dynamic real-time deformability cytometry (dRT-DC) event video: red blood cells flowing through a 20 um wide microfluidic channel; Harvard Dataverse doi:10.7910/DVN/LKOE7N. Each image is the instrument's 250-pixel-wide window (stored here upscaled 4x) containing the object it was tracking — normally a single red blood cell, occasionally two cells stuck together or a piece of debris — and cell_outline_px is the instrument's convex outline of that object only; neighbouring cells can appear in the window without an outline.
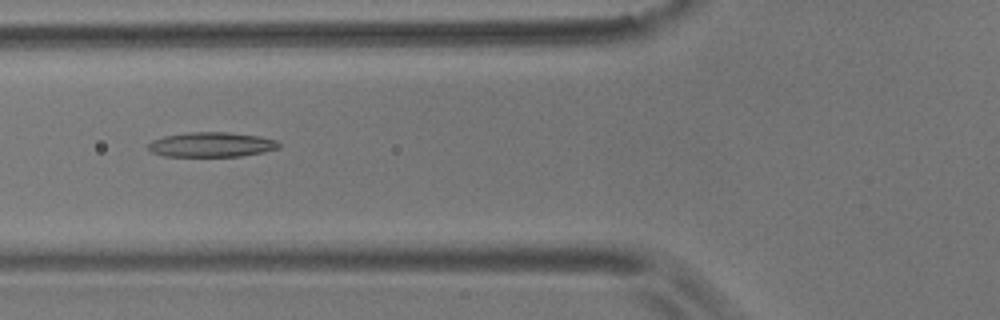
{"species": "common noctule bat (a hibernating species)", "species_latin": "Nyctalus noctula", "temperature_condition": "room temperature", "stored_images_in_passage": 7, "camera_frame_rate_fps": 3000, "um_per_image_px": 0.085, "animal": {"sex": "male", "body_mass_g": 17.9}, "frame": {"image": 1, "passage_image": 4, "time_ms": 1.0, "image_size_px": [1000, 320], "cell_outline_px": [[280, 148], [264, 152], [240, 156], [164, 156], [152, 152], [148, 148], [148, 144], [152, 140], [164, 136], [188, 132], [228, 132], [260, 136], [276, 140], [280, 144]], "centroid_in_image_um": [17.99, 12.29], "position_along_channel_um": 107.8, "area_um2": 18.9}}
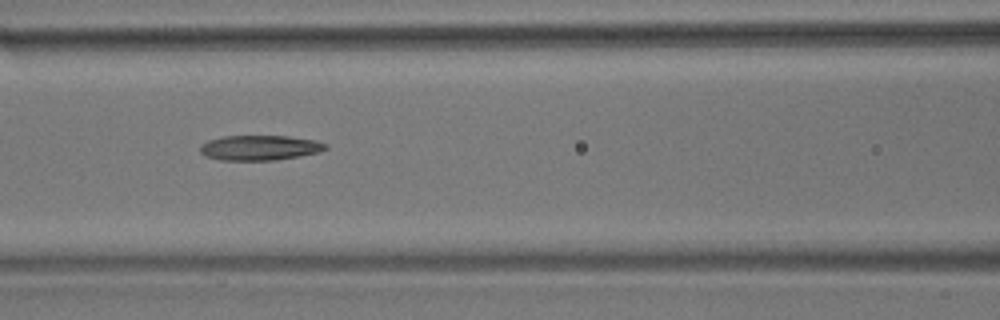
{"frame": {"image": 2, "passage_image": 5, "time_ms": 1.333, "image_size_px": [1000, 320], "cell_outline_px": [[328, 148], [320, 152], [300, 156], [276, 160], [220, 160], [204, 156], [200, 152], [200, 144], [208, 140], [224, 136], [288, 136], [316, 140], [328, 144]], "centroid_in_image_um": [22.09, 12.56], "position_along_channel_um": 144.5, "area_um2": 18.5}}
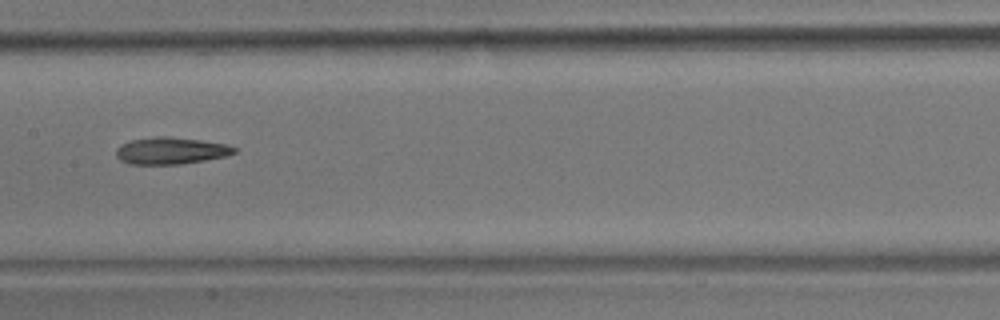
{"frame": {"image": 3, "passage_image": 6, "time_ms": 1.667, "image_size_px": [1000, 320], "cell_outline_px": [[236, 152], [224, 156], [204, 160], [180, 164], [128, 164], [120, 160], [116, 156], [116, 148], [120, 144], [132, 140], [156, 136], [164, 136], [200, 140], [228, 144], [236, 148]], "centroid_in_image_um": [14.49, 12.81], "position_along_channel_um": 192.9, "area_um2": 18.44}}